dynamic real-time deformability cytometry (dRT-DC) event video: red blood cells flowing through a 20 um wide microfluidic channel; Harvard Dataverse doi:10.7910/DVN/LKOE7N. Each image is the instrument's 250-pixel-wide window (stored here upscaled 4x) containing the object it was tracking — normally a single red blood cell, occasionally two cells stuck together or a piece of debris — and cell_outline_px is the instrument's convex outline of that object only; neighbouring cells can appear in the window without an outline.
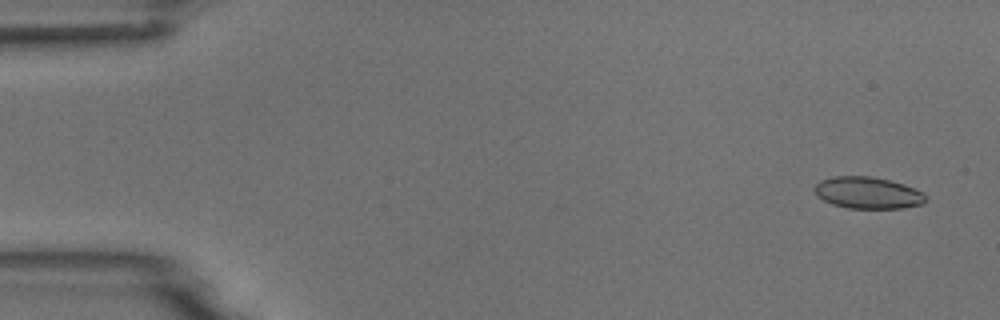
{"species": "common noctule bat (a hibernating species)", "species_latin": "Nyctalus noctula", "temperature_condition": "room temperature", "stored_images_in_passage": 8, "camera_frame_rate_fps": 3000, "um_per_image_px": 0.085, "animal": {"sex": "male", "body_mass_g": 18.8}, "frame": {"image": 1, "passage_image": 1, "time_ms": 0.0, "image_size_px": [1000, 320], "cell_outline_px": [[924, 204], [904, 208], [848, 208], [832, 204], [816, 196], [812, 188], [820, 180], [832, 176], [872, 176], [904, 184], [920, 192], [924, 196]], "centroid_in_image_um": [73.69, 16.38], "position_along_channel_um": 11.3, "area_um2": 20.52}}
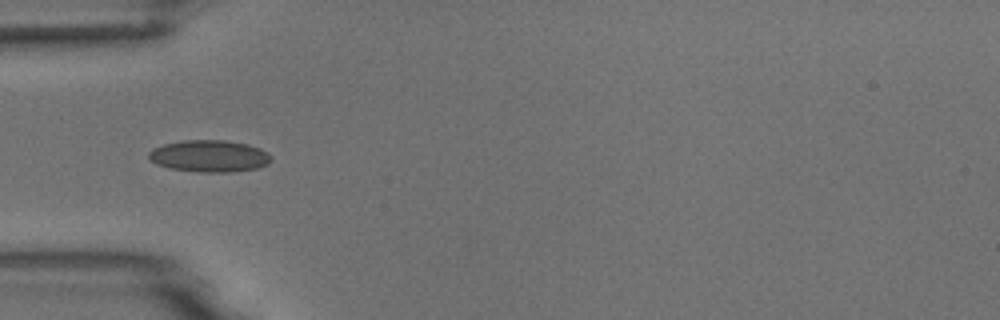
{"frame": {"image": 2, "passage_image": 5, "time_ms": 4.667, "image_size_px": [1000, 320], "cell_outline_px": [[272, 160], [268, 164], [260, 168], [232, 172], [196, 172], [168, 168], [156, 164], [148, 160], [148, 152], [152, 148], [164, 144], [184, 140], [224, 140], [248, 144], [260, 148], [268, 152], [272, 156]], "centroid_in_image_um": [17.8, 13.27], "position_along_channel_um": 67.2, "area_um2": 23.18}}